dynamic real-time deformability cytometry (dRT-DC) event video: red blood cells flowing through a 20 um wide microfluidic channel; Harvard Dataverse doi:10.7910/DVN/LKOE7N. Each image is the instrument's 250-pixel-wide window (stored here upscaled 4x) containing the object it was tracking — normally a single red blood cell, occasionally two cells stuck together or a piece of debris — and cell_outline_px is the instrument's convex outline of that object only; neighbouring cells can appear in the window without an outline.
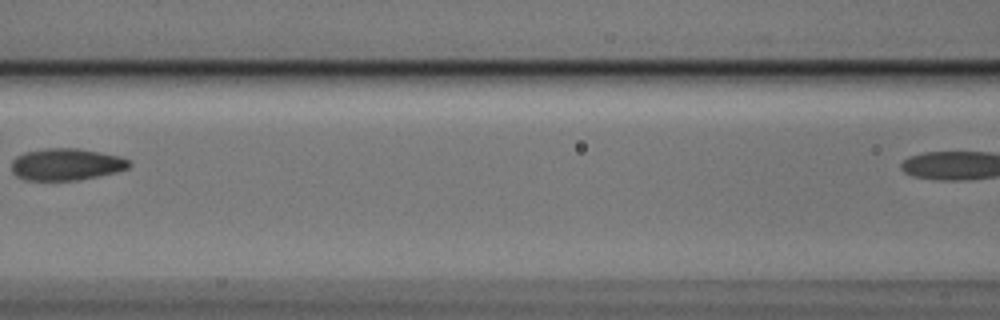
{"species": "Egyptian fruit bat (a non-hibernating species)", "species_latin": "Rousettus aegyptiacus", "temperature_condition": "cold", "stored_images_in_passage": 7, "segment_of_instrument_passage": [1, 2], "camera_frame_rate_fps": 3000, "um_per_image_px": 0.085, "animal": {"sex": "male"}, "frame": {"image": 1, "passage_image": 5, "time_ms": 1.333, "image_size_px": [1000, 320], "cell_outline_px": [[132, 164], [128, 168], [116, 172], [76, 180], [28, 180], [16, 176], [12, 172], [12, 160], [16, 156], [24, 152], [44, 148], [76, 148], [100, 152], [120, 156], [128, 160]], "centroid_in_image_um": [5.61, 13.96], "position_along_channel_um": 161.0, "area_um2": 21.85}}
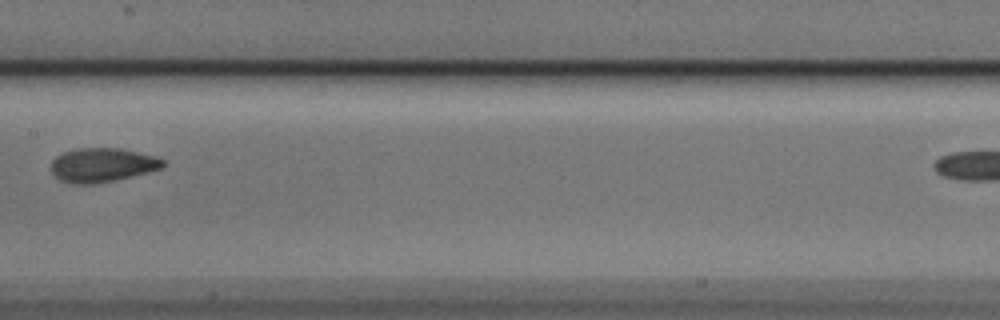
{"frame": {"image": 2, "passage_image": 6, "time_ms": 1.667, "image_size_px": [1000, 320], "cell_outline_px": [[164, 164], [160, 168], [148, 172], [112, 180], [92, 184], [72, 184], [60, 180], [52, 172], [52, 160], [56, 156], [64, 152], [76, 148], [120, 148], [156, 156], [164, 160]], "centroid_in_image_um": [8.67, 14.01], "position_along_channel_um": 198.7, "area_um2": 21.96}}